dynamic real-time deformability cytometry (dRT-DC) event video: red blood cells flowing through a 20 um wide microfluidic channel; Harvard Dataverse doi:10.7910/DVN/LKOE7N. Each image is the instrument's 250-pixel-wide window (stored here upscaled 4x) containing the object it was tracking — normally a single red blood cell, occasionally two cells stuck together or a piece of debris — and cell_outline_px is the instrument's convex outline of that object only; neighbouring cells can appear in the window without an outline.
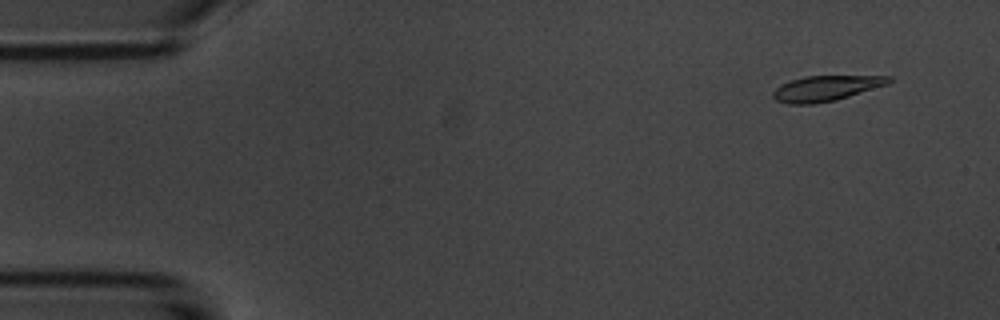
{"species": "common noctule bat (a hibernating species)", "species_latin": "Nyctalus noctula", "temperature_condition": "room temperature", "stored_images_in_passage": 54, "camera_frame_rate_fps": 3000, "um_per_image_px": 0.085, "animal": {"sex": "male", "body_mass_g": 20.1, "forearm_length_mm": 53.5}, "frame": {"image": 1, "passage_image": 4, "time_ms": 1.0, "image_size_px": [1000, 320], "cell_outline_px": [[892, 80], [888, 84], [836, 100], [816, 104], [788, 104], [776, 100], [772, 96], [772, 92], [780, 84], [804, 76], [892, 76]], "centroid_in_image_um": [70.18, 7.51], "position_along_channel_um": 14.8, "area_um2": 17.11}}
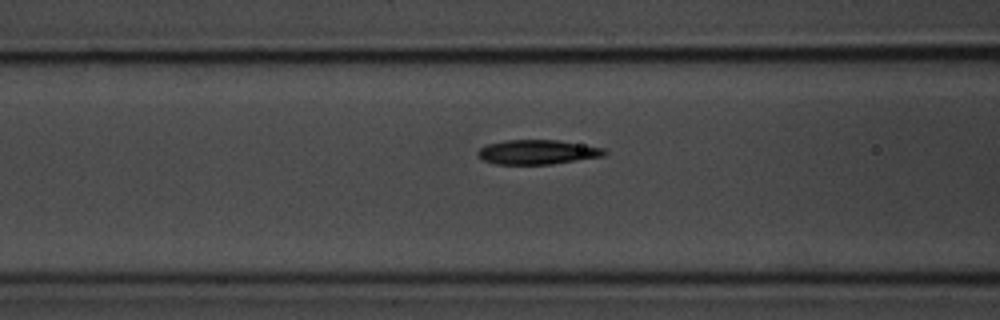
{"frame": {"image": 2, "passage_image": 21, "time_ms": 6.667, "image_size_px": [1000, 320], "cell_outline_px": [[608, 152], [604, 156], [552, 164], [496, 164], [484, 160], [476, 156], [476, 152], [480, 148], [488, 144], [504, 140], [556, 140], [604, 148]], "centroid_in_image_um": [45.66, 12.93], "position_along_channel_um": 120.9, "area_um2": 18.03}}
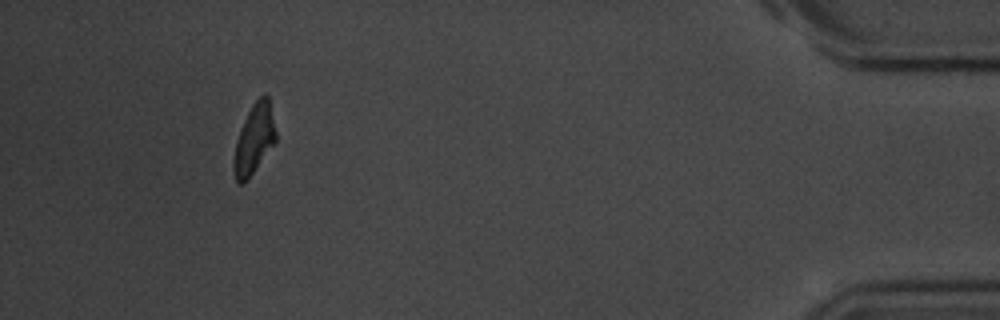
{"frame": {"image": 3, "passage_image": 50, "time_ms": 16.333, "image_size_px": [1000, 320], "cell_outline_px": [[276, 140], [248, 180], [244, 184], [240, 184], [236, 180], [232, 168], [232, 160], [236, 140], [240, 128], [252, 104], [264, 92], [268, 96], [276, 132]], "centroid_in_image_um": [21.57, 11.85], "position_along_channel_um": 413.6, "area_um2": 17.17}, "authors_computed_cell_mechanics": {"area_um2": 17.8891, "velocity_mm_per_s": 3.6984, "shape_relaxation_time_tau1_ms": 2.9734, "shape_relaxation_time_tau2_ms": 2.4315, "deformation_change_tau1": 0.1439, "deformation_change_tau2": 0.091}}